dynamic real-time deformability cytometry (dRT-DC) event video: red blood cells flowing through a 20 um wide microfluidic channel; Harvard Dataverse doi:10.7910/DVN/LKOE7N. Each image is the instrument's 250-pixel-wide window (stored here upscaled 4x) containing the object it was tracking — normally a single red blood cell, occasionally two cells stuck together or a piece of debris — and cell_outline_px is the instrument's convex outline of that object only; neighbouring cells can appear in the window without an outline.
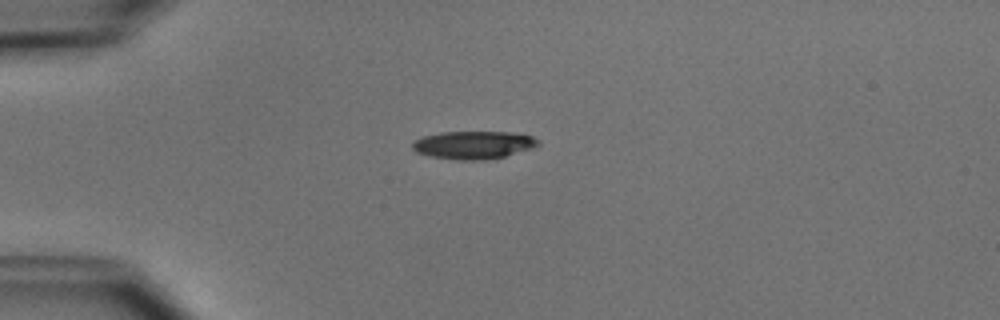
{"species": "common noctule bat (a hibernating species)", "species_latin": "Nyctalus noctula", "temperature_condition": "cold", "stored_images_in_passage": 4, "camera_frame_rate_fps": 3000, "um_per_image_px": 0.085, "animal": {"sex": "male", "body_mass_g": 15.6}, "frame": {"image": 1, "passage_image": 3, "time_ms": 2.333, "image_size_px": [1000, 320], "cell_outline_px": [[540, 144], [536, 148], [488, 160], [456, 160], [428, 156], [416, 152], [412, 148], [412, 140], [424, 136], [440, 132], [512, 132], [532, 136], [540, 140]], "centroid_in_image_um": [40.26, 12.32], "position_along_channel_um": 44.7, "area_um2": 20.81}}